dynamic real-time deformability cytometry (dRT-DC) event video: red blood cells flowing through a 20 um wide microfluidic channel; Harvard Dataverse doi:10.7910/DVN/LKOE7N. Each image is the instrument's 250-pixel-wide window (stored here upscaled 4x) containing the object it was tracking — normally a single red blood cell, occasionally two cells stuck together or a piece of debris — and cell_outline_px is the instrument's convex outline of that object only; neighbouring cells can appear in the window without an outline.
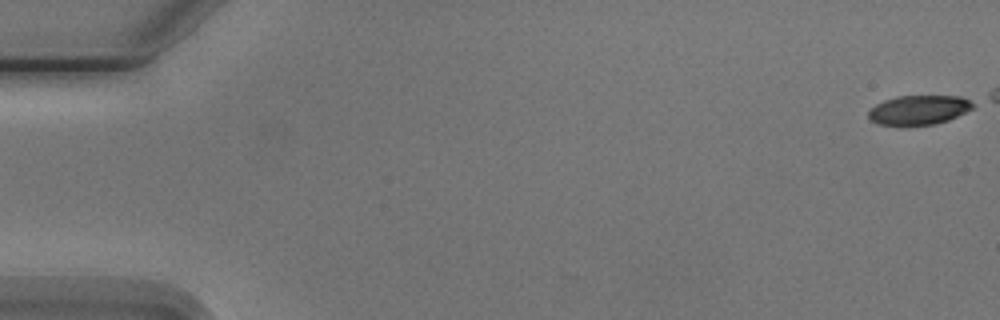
{"species": "Egyptian fruit bat (a non-hibernating species)", "species_latin": "Rousettus aegyptiacus", "temperature_condition": "cold", "stored_images_in_passage": 6, "camera_frame_rate_fps": 3000, "um_per_image_px": 0.085, "animal": {"sex": "male"}, "frame": {"image": 1, "passage_image": 1, "time_ms": 0.0, "image_size_px": [1000, 320], "cell_outline_px": [[972, 108], [948, 120], [936, 124], [880, 124], [872, 120], [868, 116], [868, 108], [884, 100], [896, 96], [960, 96], [968, 100], [972, 104]], "centroid_in_image_um": [78.05, 9.32], "position_along_channel_um": 6.9, "area_um2": 17.46}}